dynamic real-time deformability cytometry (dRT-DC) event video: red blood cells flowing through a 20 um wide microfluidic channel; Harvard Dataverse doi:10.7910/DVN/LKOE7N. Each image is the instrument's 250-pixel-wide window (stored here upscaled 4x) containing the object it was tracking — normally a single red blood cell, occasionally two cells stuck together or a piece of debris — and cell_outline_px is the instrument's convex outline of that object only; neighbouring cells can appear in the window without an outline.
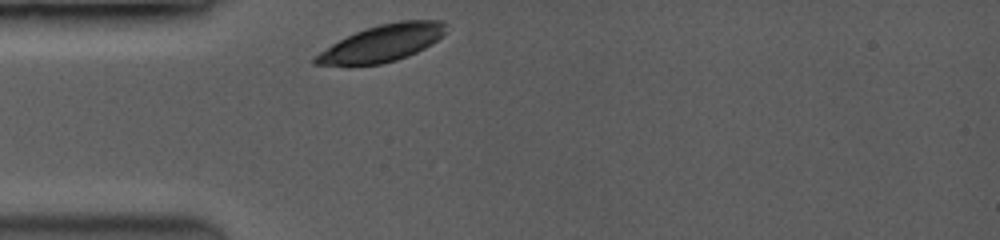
{"species": "common noctule bat (a hibernating species)", "species_latin": "Nyctalus noctula", "temperature_condition": "room temperature", "stored_images_in_passage": 42, "camera_frame_rate_fps": 3500, "um_per_image_px": 0.085, "animal": {"sex": "female", "body_mass_g": 19.0, "forearm_length_mm": 53.3}, "frame": {"image": 1, "passage_image": 1, "time_ms": 0.0, "image_size_px": [1000, 240], "cell_outline_px": [[448, 24], [444, 36], [432, 44], [408, 56], [396, 60], [380, 64], [312, 64], [312, 60], [320, 52], [332, 44], [356, 32], [380, 24], [400, 20], [444, 20]], "centroid_in_image_um": [32.59, 3.64], "position_along_channel_um": 52.4, "area_um2": 27.63}}